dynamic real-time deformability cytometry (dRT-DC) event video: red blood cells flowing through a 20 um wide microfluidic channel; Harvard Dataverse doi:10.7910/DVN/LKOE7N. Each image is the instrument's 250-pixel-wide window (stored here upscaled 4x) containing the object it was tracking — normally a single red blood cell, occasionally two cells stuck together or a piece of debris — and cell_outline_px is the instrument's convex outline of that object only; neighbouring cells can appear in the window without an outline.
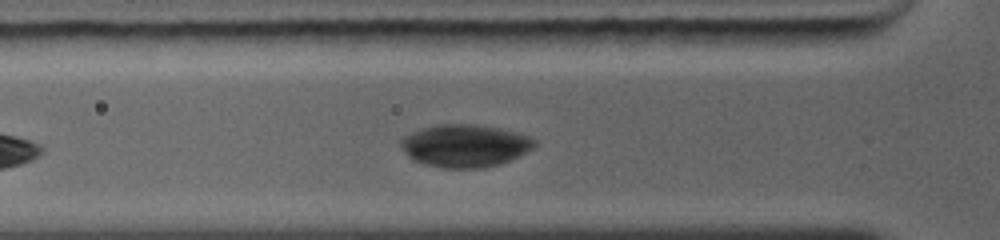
{"species": "common noctule bat (a hibernating species)", "species_latin": "Nyctalus noctula", "temperature_condition": "warm", "stored_images_in_passage": 3, "camera_frame_rate_fps": 5000, "um_per_image_px": 0.085, "animal": {"sex": "female", "body_mass_g": 19.0, "forearm_length_mm": 56.7}, "frame": {"image": 1, "passage_image": 3, "time_ms": 1.4, "image_size_px": [1000, 240], "cell_outline_px": [[536, 144], [528, 152], [512, 160], [500, 164], [484, 168], [440, 168], [412, 160], [400, 148], [400, 140], [404, 136], [412, 132], [424, 128], [440, 124], [472, 124], [496, 128], [516, 132], [528, 136], [536, 140]], "centroid_in_image_um": [39.52, 12.4], "position_along_channel_um": 86.3, "area_um2": 33.29}}